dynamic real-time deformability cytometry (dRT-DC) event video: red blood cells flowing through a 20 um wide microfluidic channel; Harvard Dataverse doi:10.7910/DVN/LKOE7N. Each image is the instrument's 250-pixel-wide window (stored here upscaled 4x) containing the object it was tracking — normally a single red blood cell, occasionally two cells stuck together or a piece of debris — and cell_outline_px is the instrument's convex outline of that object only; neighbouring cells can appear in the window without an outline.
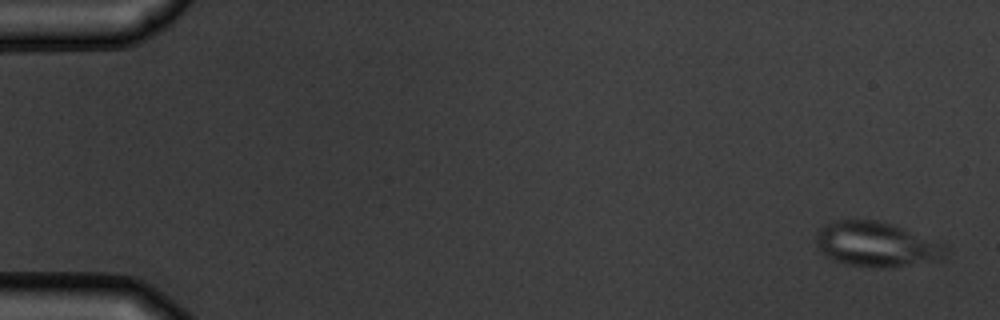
{"species": "common noctule bat (a hibernating species)", "species_latin": "Nyctalus noctula", "temperature_condition": "warm", "stored_images_in_passage": 4, "camera_frame_rate_fps": 3000, "um_per_image_px": 0.085, "animal": {"sex": "male", "body_mass_g": 19.5, "forearm_length_mm": 54.6}, "frame": {"image": 1, "passage_image": 1, "time_ms": 0.0, "image_size_px": [1000, 320], "cell_outline_px": [[948, 248], [940, 260], [888, 268], [880, 268], [848, 264], [824, 256], [816, 244], [816, 232], [824, 224], [832, 220], [876, 220], [892, 224], [944, 244]], "centroid_in_image_um": [74.45, 20.76], "position_along_channel_um": 10.5, "area_um2": 33.76}}